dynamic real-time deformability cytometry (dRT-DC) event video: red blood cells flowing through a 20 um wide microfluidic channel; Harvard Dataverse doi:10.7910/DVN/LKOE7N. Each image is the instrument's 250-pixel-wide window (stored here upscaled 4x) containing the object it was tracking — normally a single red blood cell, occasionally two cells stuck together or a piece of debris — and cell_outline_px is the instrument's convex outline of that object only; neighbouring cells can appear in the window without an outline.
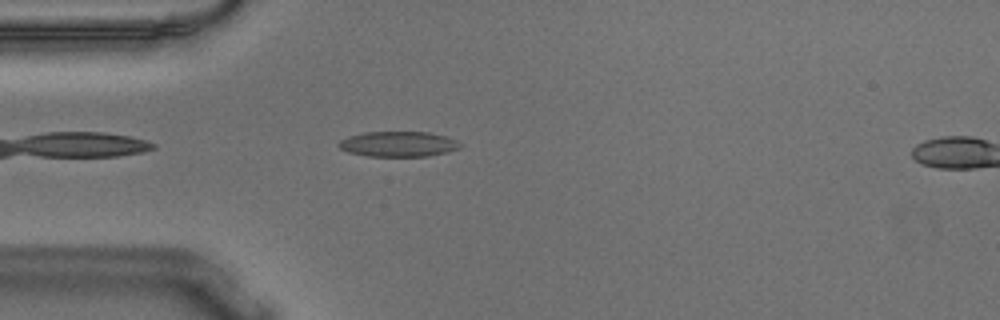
{"species": "Egyptian fruit bat (a non-hibernating species)", "species_latin": "Rousettus aegyptiacus", "temperature_condition": "warm", "stored_images_in_passage": 4, "camera_frame_rate_fps": 3000, "um_per_image_px": 0.085, "animal": {"sex": "male"}, "frame": {"image": 1, "passage_image": 2, "time_ms": 0.333, "image_size_px": [1000, 320], "cell_outline_px": [[464, 144], [460, 148], [448, 152], [428, 156], [368, 156], [348, 152], [340, 148], [336, 144], [340, 140], [348, 136], [364, 132], [428, 132], [444, 136], [456, 140]], "centroid_in_image_um": [33.86, 12.24], "position_along_channel_um": 51.1, "area_um2": 17.98}}